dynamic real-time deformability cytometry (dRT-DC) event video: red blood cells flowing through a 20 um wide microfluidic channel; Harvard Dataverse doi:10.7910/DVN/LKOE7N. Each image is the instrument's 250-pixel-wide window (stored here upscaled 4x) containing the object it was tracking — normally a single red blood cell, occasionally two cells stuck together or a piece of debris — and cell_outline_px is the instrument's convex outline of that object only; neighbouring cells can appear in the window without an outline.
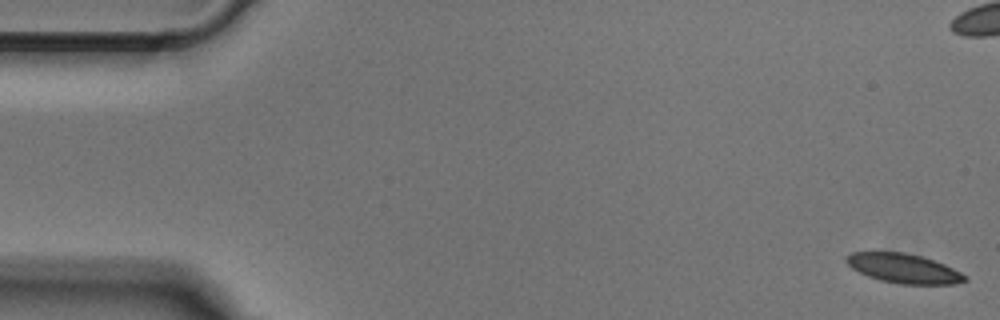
{"species": "Egyptian fruit bat (a non-hibernating species)", "species_latin": "Rousettus aegyptiacus", "temperature_condition": "cold", "stored_images_in_passage": 51, "camera_frame_rate_fps": 3000, "um_per_image_px": 0.085, "animal": {"sex": "male"}, "frame": {"image": 1, "passage_image": 1, "time_ms": 0.0, "image_size_px": [1000, 320], "cell_outline_px": [[968, 280], [956, 284], [900, 284], [880, 280], [868, 276], [852, 268], [844, 260], [852, 252], [904, 252], [920, 256], [944, 264], [968, 276]], "centroid_in_image_um": [76.83, 22.82], "position_along_channel_um": 8.2, "area_um2": 20.17}}
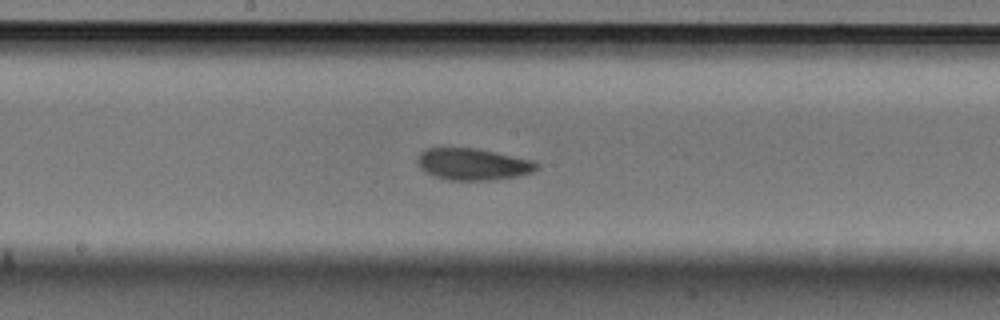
{"frame": {"image": 2, "passage_image": 26, "time_ms": 8.333, "image_size_px": [1000, 320], "cell_outline_px": [[540, 168], [532, 172], [516, 176], [492, 180], [448, 180], [424, 172], [420, 168], [416, 160], [420, 152], [428, 148], [476, 148], [496, 152], [532, 160], [540, 164]], "centroid_in_image_um": [40.2, 13.95], "position_along_channel_um": 208.0, "area_um2": 22.08}}
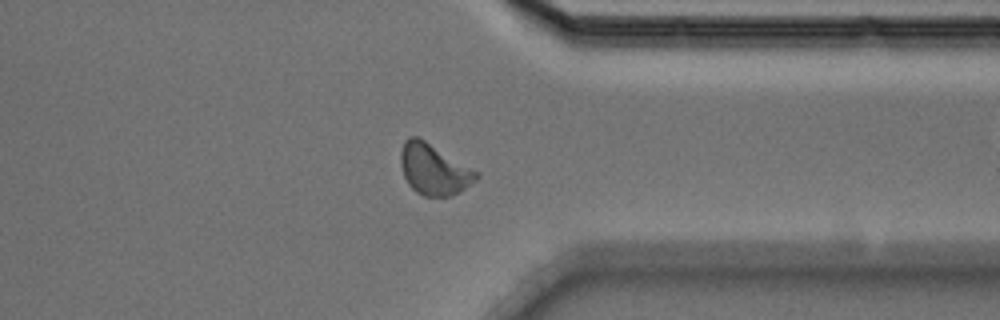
{"frame": {"image": 3, "passage_image": 39, "time_ms": 12.667, "image_size_px": [1000, 320], "cell_outline_px": [[480, 176], [476, 180], [452, 196], [424, 196], [416, 192], [408, 184], [404, 176], [400, 164], [400, 152], [404, 140], [408, 136], [416, 136], [424, 140], [480, 172]], "centroid_in_image_um": [36.87, 14.39], "position_along_channel_um": 374.5, "area_um2": 22.43}}